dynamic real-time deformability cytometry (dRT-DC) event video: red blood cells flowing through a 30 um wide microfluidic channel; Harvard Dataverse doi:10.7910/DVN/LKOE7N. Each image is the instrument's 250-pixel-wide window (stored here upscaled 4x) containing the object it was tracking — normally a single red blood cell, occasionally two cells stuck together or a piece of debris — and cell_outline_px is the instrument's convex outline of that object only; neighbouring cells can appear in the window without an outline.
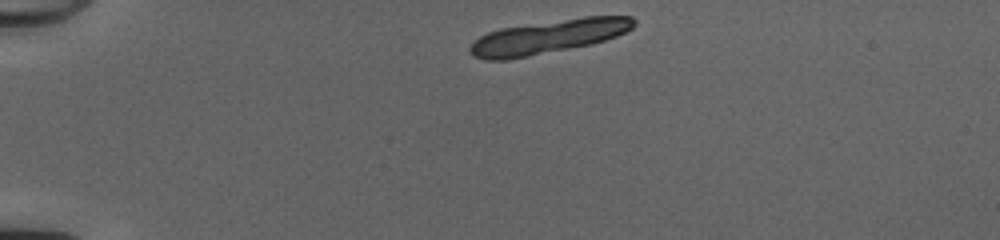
{"species": "common noctule bat (a hibernating species)", "species_latin": "Nyctalus noctula", "temperature_condition": "cold", "stored_images_in_passage": 10, "camera_frame_rate_fps": 3000, "um_per_image_px": 0.085, "animal": {"sex": "female", "body_mass_g": 20.0, "forearm_length_mm": 54.0}, "frame": {"image": 1, "passage_image": 1, "time_ms": 0.0, "image_size_px": [1000, 240], "cell_outline_px": [[636, 24], [632, 28], [616, 36], [592, 44], [508, 60], [484, 60], [472, 56], [468, 52], [468, 48], [480, 36], [488, 32], [500, 28], [584, 16], [632, 16], [636, 20]], "centroid_in_image_um": [46.58, 3.12], "position_along_channel_um": 38.4, "area_um2": 32.31}}